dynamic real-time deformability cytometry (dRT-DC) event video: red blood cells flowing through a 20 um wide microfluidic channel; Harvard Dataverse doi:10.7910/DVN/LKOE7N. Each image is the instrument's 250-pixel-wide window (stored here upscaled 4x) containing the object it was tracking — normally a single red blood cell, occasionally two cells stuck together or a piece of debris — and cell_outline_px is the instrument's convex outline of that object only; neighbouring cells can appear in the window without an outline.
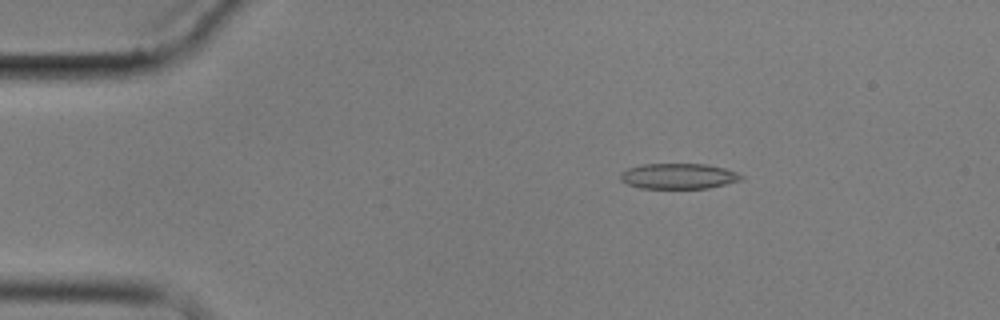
{"species": "common noctule bat (a hibernating species)", "species_latin": "Nyctalus noctula", "temperature_condition": "cold", "stored_images_in_passage": 2, "camera_frame_rate_fps": 3000, "um_per_image_px": 0.085, "animal": {"sex": "male", "body_mass_g": 17.9}, "frame": {"image": 1, "passage_image": 1, "time_ms": 0.0, "image_size_px": [1000, 320], "cell_outline_px": [[744, 176], [740, 180], [708, 188], [640, 188], [628, 184], [620, 180], [620, 172], [628, 168], [640, 164], [708, 164], [724, 168], [736, 172]], "centroid_in_image_um": [57.63, 14.96], "position_along_channel_um": 27.4, "area_um2": 17.92}}